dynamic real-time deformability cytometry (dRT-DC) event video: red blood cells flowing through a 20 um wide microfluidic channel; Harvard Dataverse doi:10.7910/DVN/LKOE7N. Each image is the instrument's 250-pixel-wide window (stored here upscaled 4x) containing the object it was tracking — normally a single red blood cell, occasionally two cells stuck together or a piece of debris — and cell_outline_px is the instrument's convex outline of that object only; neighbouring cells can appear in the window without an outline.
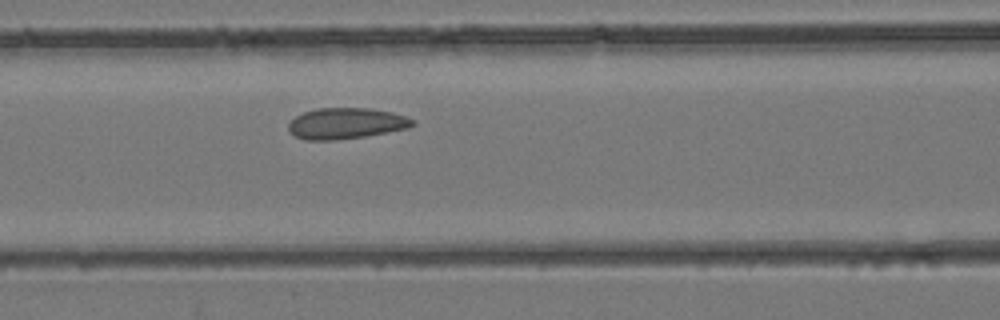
{"species": "common noctule bat (a hibernating species)", "species_latin": "Nyctalus noctula", "temperature_condition": "room temperature", "stored_images_in_passage": 3, "camera_frame_rate_fps": 3000, "um_per_image_px": 0.085, "animal": {"sex": "female", "body_mass_g": 24.6, "forearm_length_mm": 56.2}, "frame": {"image": 1, "passage_image": 3, "time_ms": 0.667, "image_size_px": [1000, 320], "cell_outline_px": [[416, 124], [408, 128], [388, 132], [364, 136], [336, 140], [304, 140], [292, 136], [288, 132], [288, 124], [296, 116], [304, 112], [316, 108], [368, 108], [392, 112], [416, 120]], "centroid_in_image_um": [29.39, 10.49], "position_along_channel_um": 137.2, "area_um2": 22.6}}